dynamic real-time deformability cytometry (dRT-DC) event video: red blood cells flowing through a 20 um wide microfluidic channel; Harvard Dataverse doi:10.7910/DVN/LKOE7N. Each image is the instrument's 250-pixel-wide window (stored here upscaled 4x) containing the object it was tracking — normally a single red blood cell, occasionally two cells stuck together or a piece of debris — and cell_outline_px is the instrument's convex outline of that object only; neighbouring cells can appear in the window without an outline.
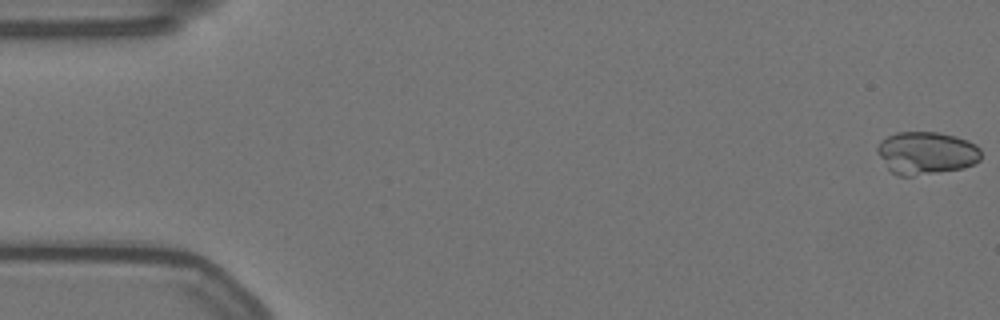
{"species": "Egyptian fruit bat (a non-hibernating species)", "species_latin": "Rousettus aegyptiacus", "temperature_condition": "warm", "stored_images_in_passage": 6, "camera_frame_rate_fps": 3000, "um_per_image_px": 0.085, "animal": {"sex": "female"}, "frame": {"image": 1, "passage_image": 1, "time_ms": 0.0, "image_size_px": [1000, 320], "cell_outline_px": [[980, 160], [964, 168], [912, 176], [900, 176], [892, 172], [888, 168], [876, 152], [876, 148], [880, 140], [896, 132], [940, 132], [956, 136], [968, 140], [976, 144], [980, 148]], "centroid_in_image_um": [78.73, 12.99], "position_along_channel_um": 6.3, "area_um2": 25.95}}